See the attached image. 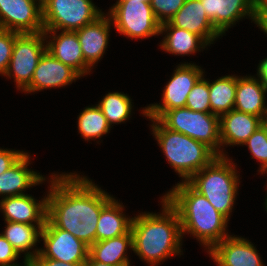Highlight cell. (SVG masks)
<instances>
[{
	"mask_svg": "<svg viewBox=\"0 0 267 266\" xmlns=\"http://www.w3.org/2000/svg\"><path fill=\"white\" fill-rule=\"evenodd\" d=\"M74 175H52L46 218L90 247L96 242L101 210L112 197L86 177Z\"/></svg>",
	"mask_w": 267,
	"mask_h": 266,
	"instance_id": "obj_1",
	"label": "cell"
},
{
	"mask_svg": "<svg viewBox=\"0 0 267 266\" xmlns=\"http://www.w3.org/2000/svg\"><path fill=\"white\" fill-rule=\"evenodd\" d=\"M162 203V214H140L131 222L132 250L152 266L181 252L179 215L165 198Z\"/></svg>",
	"mask_w": 267,
	"mask_h": 266,
	"instance_id": "obj_2",
	"label": "cell"
},
{
	"mask_svg": "<svg viewBox=\"0 0 267 266\" xmlns=\"http://www.w3.org/2000/svg\"><path fill=\"white\" fill-rule=\"evenodd\" d=\"M164 198L177 211L182 233L196 236L209 250L229 236V220L188 182L178 183Z\"/></svg>",
	"mask_w": 267,
	"mask_h": 266,
	"instance_id": "obj_3",
	"label": "cell"
},
{
	"mask_svg": "<svg viewBox=\"0 0 267 266\" xmlns=\"http://www.w3.org/2000/svg\"><path fill=\"white\" fill-rule=\"evenodd\" d=\"M149 119L154 122L152 131L168 162L185 182L217 156L204 143L166 128L158 119Z\"/></svg>",
	"mask_w": 267,
	"mask_h": 266,
	"instance_id": "obj_4",
	"label": "cell"
},
{
	"mask_svg": "<svg viewBox=\"0 0 267 266\" xmlns=\"http://www.w3.org/2000/svg\"><path fill=\"white\" fill-rule=\"evenodd\" d=\"M229 161L225 156H216L187 181L227 219L232 212L239 180L235 164Z\"/></svg>",
	"mask_w": 267,
	"mask_h": 266,
	"instance_id": "obj_5",
	"label": "cell"
},
{
	"mask_svg": "<svg viewBox=\"0 0 267 266\" xmlns=\"http://www.w3.org/2000/svg\"><path fill=\"white\" fill-rule=\"evenodd\" d=\"M219 118L218 115L212 113L193 111L187 107H181L167 110L158 120L166 128L204 143L217 156H225L218 149L221 147Z\"/></svg>",
	"mask_w": 267,
	"mask_h": 266,
	"instance_id": "obj_6",
	"label": "cell"
},
{
	"mask_svg": "<svg viewBox=\"0 0 267 266\" xmlns=\"http://www.w3.org/2000/svg\"><path fill=\"white\" fill-rule=\"evenodd\" d=\"M103 13L91 0H44V30L76 31L95 21Z\"/></svg>",
	"mask_w": 267,
	"mask_h": 266,
	"instance_id": "obj_7",
	"label": "cell"
},
{
	"mask_svg": "<svg viewBox=\"0 0 267 266\" xmlns=\"http://www.w3.org/2000/svg\"><path fill=\"white\" fill-rule=\"evenodd\" d=\"M41 238L45 248L25 254V262L29 265L34 258H50L67 263H86L89 246L70 232L55 227L47 218L42 228Z\"/></svg>",
	"mask_w": 267,
	"mask_h": 266,
	"instance_id": "obj_8",
	"label": "cell"
},
{
	"mask_svg": "<svg viewBox=\"0 0 267 266\" xmlns=\"http://www.w3.org/2000/svg\"><path fill=\"white\" fill-rule=\"evenodd\" d=\"M110 19L120 34L130 38H147L160 34L161 24L156 19L150 2L117 1L111 8Z\"/></svg>",
	"mask_w": 267,
	"mask_h": 266,
	"instance_id": "obj_9",
	"label": "cell"
},
{
	"mask_svg": "<svg viewBox=\"0 0 267 266\" xmlns=\"http://www.w3.org/2000/svg\"><path fill=\"white\" fill-rule=\"evenodd\" d=\"M47 37L44 31L39 33H23L15 38L12 56L4 75H14L18 89L24 90L30 83L34 71L47 51L44 40ZM13 72V73H12Z\"/></svg>",
	"mask_w": 267,
	"mask_h": 266,
	"instance_id": "obj_10",
	"label": "cell"
},
{
	"mask_svg": "<svg viewBox=\"0 0 267 266\" xmlns=\"http://www.w3.org/2000/svg\"><path fill=\"white\" fill-rule=\"evenodd\" d=\"M203 71L194 64H181L163 91V105L152 104L143 110L148 118L159 119L167 110L186 106L187 96Z\"/></svg>",
	"mask_w": 267,
	"mask_h": 266,
	"instance_id": "obj_11",
	"label": "cell"
},
{
	"mask_svg": "<svg viewBox=\"0 0 267 266\" xmlns=\"http://www.w3.org/2000/svg\"><path fill=\"white\" fill-rule=\"evenodd\" d=\"M37 0H0V29L23 33L44 31L42 3Z\"/></svg>",
	"mask_w": 267,
	"mask_h": 266,
	"instance_id": "obj_12",
	"label": "cell"
},
{
	"mask_svg": "<svg viewBox=\"0 0 267 266\" xmlns=\"http://www.w3.org/2000/svg\"><path fill=\"white\" fill-rule=\"evenodd\" d=\"M208 252L218 266H263L253 244L242 237L229 235Z\"/></svg>",
	"mask_w": 267,
	"mask_h": 266,
	"instance_id": "obj_13",
	"label": "cell"
},
{
	"mask_svg": "<svg viewBox=\"0 0 267 266\" xmlns=\"http://www.w3.org/2000/svg\"><path fill=\"white\" fill-rule=\"evenodd\" d=\"M79 77L74 69L46 51L34 71L31 83L23 91L30 93L46 88L62 87Z\"/></svg>",
	"mask_w": 267,
	"mask_h": 266,
	"instance_id": "obj_14",
	"label": "cell"
},
{
	"mask_svg": "<svg viewBox=\"0 0 267 266\" xmlns=\"http://www.w3.org/2000/svg\"><path fill=\"white\" fill-rule=\"evenodd\" d=\"M169 22L198 35L207 45L222 35L209 20L200 0H186Z\"/></svg>",
	"mask_w": 267,
	"mask_h": 266,
	"instance_id": "obj_15",
	"label": "cell"
},
{
	"mask_svg": "<svg viewBox=\"0 0 267 266\" xmlns=\"http://www.w3.org/2000/svg\"><path fill=\"white\" fill-rule=\"evenodd\" d=\"M51 32L53 40L46 44L47 51L54 58L74 69L80 76L90 73V67L85 63L76 31H62L57 36L56 30H44L45 35Z\"/></svg>",
	"mask_w": 267,
	"mask_h": 266,
	"instance_id": "obj_16",
	"label": "cell"
},
{
	"mask_svg": "<svg viewBox=\"0 0 267 266\" xmlns=\"http://www.w3.org/2000/svg\"><path fill=\"white\" fill-rule=\"evenodd\" d=\"M40 202V203H39ZM38 203L27 194L5 197L0 201L5 221L20 222L44 226L47 216V198Z\"/></svg>",
	"mask_w": 267,
	"mask_h": 266,
	"instance_id": "obj_17",
	"label": "cell"
},
{
	"mask_svg": "<svg viewBox=\"0 0 267 266\" xmlns=\"http://www.w3.org/2000/svg\"><path fill=\"white\" fill-rule=\"evenodd\" d=\"M209 20L221 33L244 16L254 20L251 0H200Z\"/></svg>",
	"mask_w": 267,
	"mask_h": 266,
	"instance_id": "obj_18",
	"label": "cell"
},
{
	"mask_svg": "<svg viewBox=\"0 0 267 266\" xmlns=\"http://www.w3.org/2000/svg\"><path fill=\"white\" fill-rule=\"evenodd\" d=\"M219 118L221 145H243L262 125V118L237 111L224 113Z\"/></svg>",
	"mask_w": 267,
	"mask_h": 266,
	"instance_id": "obj_19",
	"label": "cell"
},
{
	"mask_svg": "<svg viewBox=\"0 0 267 266\" xmlns=\"http://www.w3.org/2000/svg\"><path fill=\"white\" fill-rule=\"evenodd\" d=\"M111 21L102 14L95 21L76 30L85 63L89 67H92L105 52Z\"/></svg>",
	"mask_w": 267,
	"mask_h": 266,
	"instance_id": "obj_20",
	"label": "cell"
},
{
	"mask_svg": "<svg viewBox=\"0 0 267 266\" xmlns=\"http://www.w3.org/2000/svg\"><path fill=\"white\" fill-rule=\"evenodd\" d=\"M29 155L25 153L13 166L0 174V194L6 197L24 195L26 188L42 183L45 178L30 171L27 166Z\"/></svg>",
	"mask_w": 267,
	"mask_h": 266,
	"instance_id": "obj_21",
	"label": "cell"
},
{
	"mask_svg": "<svg viewBox=\"0 0 267 266\" xmlns=\"http://www.w3.org/2000/svg\"><path fill=\"white\" fill-rule=\"evenodd\" d=\"M254 77L238 78L236 76V94L234 109L263 118L266 105L261 81Z\"/></svg>",
	"mask_w": 267,
	"mask_h": 266,
	"instance_id": "obj_22",
	"label": "cell"
},
{
	"mask_svg": "<svg viewBox=\"0 0 267 266\" xmlns=\"http://www.w3.org/2000/svg\"><path fill=\"white\" fill-rule=\"evenodd\" d=\"M127 247H133L131 229L119 237L93 243L89 247V256L94 261L112 266H130L125 255Z\"/></svg>",
	"mask_w": 267,
	"mask_h": 266,
	"instance_id": "obj_23",
	"label": "cell"
},
{
	"mask_svg": "<svg viewBox=\"0 0 267 266\" xmlns=\"http://www.w3.org/2000/svg\"><path fill=\"white\" fill-rule=\"evenodd\" d=\"M122 207L112 198L102 208L96 228V242L119 237L131 229L132 218L122 214Z\"/></svg>",
	"mask_w": 267,
	"mask_h": 266,
	"instance_id": "obj_24",
	"label": "cell"
},
{
	"mask_svg": "<svg viewBox=\"0 0 267 266\" xmlns=\"http://www.w3.org/2000/svg\"><path fill=\"white\" fill-rule=\"evenodd\" d=\"M167 30L170 32L164 37L161 47L169 53L187 55L195 53L199 48L207 46L198 35L193 34L188 30L173 26L170 22L161 25L160 34Z\"/></svg>",
	"mask_w": 267,
	"mask_h": 266,
	"instance_id": "obj_25",
	"label": "cell"
},
{
	"mask_svg": "<svg viewBox=\"0 0 267 266\" xmlns=\"http://www.w3.org/2000/svg\"><path fill=\"white\" fill-rule=\"evenodd\" d=\"M236 94V77L224 76L209 82V100L211 113L219 117L234 109Z\"/></svg>",
	"mask_w": 267,
	"mask_h": 266,
	"instance_id": "obj_26",
	"label": "cell"
},
{
	"mask_svg": "<svg viewBox=\"0 0 267 266\" xmlns=\"http://www.w3.org/2000/svg\"><path fill=\"white\" fill-rule=\"evenodd\" d=\"M7 226L2 235L10 242L14 250L20 253L32 249L41 237L42 228L35 224L6 221ZM38 228V229H37Z\"/></svg>",
	"mask_w": 267,
	"mask_h": 266,
	"instance_id": "obj_27",
	"label": "cell"
},
{
	"mask_svg": "<svg viewBox=\"0 0 267 266\" xmlns=\"http://www.w3.org/2000/svg\"><path fill=\"white\" fill-rule=\"evenodd\" d=\"M110 127L107 118L98 105L85 108L79 115L78 130L87 140L107 134Z\"/></svg>",
	"mask_w": 267,
	"mask_h": 266,
	"instance_id": "obj_28",
	"label": "cell"
},
{
	"mask_svg": "<svg viewBox=\"0 0 267 266\" xmlns=\"http://www.w3.org/2000/svg\"><path fill=\"white\" fill-rule=\"evenodd\" d=\"M109 125L126 121L131 114V99L119 92L108 93L98 104Z\"/></svg>",
	"mask_w": 267,
	"mask_h": 266,
	"instance_id": "obj_29",
	"label": "cell"
},
{
	"mask_svg": "<svg viewBox=\"0 0 267 266\" xmlns=\"http://www.w3.org/2000/svg\"><path fill=\"white\" fill-rule=\"evenodd\" d=\"M193 111L211 113L209 81L200 78L187 96L186 106Z\"/></svg>",
	"mask_w": 267,
	"mask_h": 266,
	"instance_id": "obj_30",
	"label": "cell"
},
{
	"mask_svg": "<svg viewBox=\"0 0 267 266\" xmlns=\"http://www.w3.org/2000/svg\"><path fill=\"white\" fill-rule=\"evenodd\" d=\"M248 145L250 152L260 160L261 171L267 167V130L261 125L244 143Z\"/></svg>",
	"mask_w": 267,
	"mask_h": 266,
	"instance_id": "obj_31",
	"label": "cell"
},
{
	"mask_svg": "<svg viewBox=\"0 0 267 266\" xmlns=\"http://www.w3.org/2000/svg\"><path fill=\"white\" fill-rule=\"evenodd\" d=\"M186 0H150L151 8L158 22L162 25L169 22Z\"/></svg>",
	"mask_w": 267,
	"mask_h": 266,
	"instance_id": "obj_32",
	"label": "cell"
},
{
	"mask_svg": "<svg viewBox=\"0 0 267 266\" xmlns=\"http://www.w3.org/2000/svg\"><path fill=\"white\" fill-rule=\"evenodd\" d=\"M19 34L20 33L14 31L0 29V74L2 75L7 71L12 56L15 38Z\"/></svg>",
	"mask_w": 267,
	"mask_h": 266,
	"instance_id": "obj_33",
	"label": "cell"
},
{
	"mask_svg": "<svg viewBox=\"0 0 267 266\" xmlns=\"http://www.w3.org/2000/svg\"><path fill=\"white\" fill-rule=\"evenodd\" d=\"M18 257L19 254L14 250L10 242L0 234V266H19L14 263ZM24 266L29 265L24 261Z\"/></svg>",
	"mask_w": 267,
	"mask_h": 266,
	"instance_id": "obj_34",
	"label": "cell"
},
{
	"mask_svg": "<svg viewBox=\"0 0 267 266\" xmlns=\"http://www.w3.org/2000/svg\"><path fill=\"white\" fill-rule=\"evenodd\" d=\"M24 154L23 151L0 149V174L13 166Z\"/></svg>",
	"mask_w": 267,
	"mask_h": 266,
	"instance_id": "obj_35",
	"label": "cell"
},
{
	"mask_svg": "<svg viewBox=\"0 0 267 266\" xmlns=\"http://www.w3.org/2000/svg\"><path fill=\"white\" fill-rule=\"evenodd\" d=\"M29 266H85V263H67L50 258H34Z\"/></svg>",
	"mask_w": 267,
	"mask_h": 266,
	"instance_id": "obj_36",
	"label": "cell"
},
{
	"mask_svg": "<svg viewBox=\"0 0 267 266\" xmlns=\"http://www.w3.org/2000/svg\"><path fill=\"white\" fill-rule=\"evenodd\" d=\"M255 23L267 34V11H254Z\"/></svg>",
	"mask_w": 267,
	"mask_h": 266,
	"instance_id": "obj_37",
	"label": "cell"
},
{
	"mask_svg": "<svg viewBox=\"0 0 267 266\" xmlns=\"http://www.w3.org/2000/svg\"><path fill=\"white\" fill-rule=\"evenodd\" d=\"M258 78H260L261 84L264 90L267 92V58L261 61L258 66Z\"/></svg>",
	"mask_w": 267,
	"mask_h": 266,
	"instance_id": "obj_38",
	"label": "cell"
},
{
	"mask_svg": "<svg viewBox=\"0 0 267 266\" xmlns=\"http://www.w3.org/2000/svg\"><path fill=\"white\" fill-rule=\"evenodd\" d=\"M254 11H267V0H251Z\"/></svg>",
	"mask_w": 267,
	"mask_h": 266,
	"instance_id": "obj_39",
	"label": "cell"
},
{
	"mask_svg": "<svg viewBox=\"0 0 267 266\" xmlns=\"http://www.w3.org/2000/svg\"><path fill=\"white\" fill-rule=\"evenodd\" d=\"M85 266H112V265L94 261L90 256H88Z\"/></svg>",
	"mask_w": 267,
	"mask_h": 266,
	"instance_id": "obj_40",
	"label": "cell"
},
{
	"mask_svg": "<svg viewBox=\"0 0 267 266\" xmlns=\"http://www.w3.org/2000/svg\"><path fill=\"white\" fill-rule=\"evenodd\" d=\"M262 126L267 130V107L262 118Z\"/></svg>",
	"mask_w": 267,
	"mask_h": 266,
	"instance_id": "obj_41",
	"label": "cell"
},
{
	"mask_svg": "<svg viewBox=\"0 0 267 266\" xmlns=\"http://www.w3.org/2000/svg\"><path fill=\"white\" fill-rule=\"evenodd\" d=\"M118 1H143V2H150V0H118Z\"/></svg>",
	"mask_w": 267,
	"mask_h": 266,
	"instance_id": "obj_42",
	"label": "cell"
},
{
	"mask_svg": "<svg viewBox=\"0 0 267 266\" xmlns=\"http://www.w3.org/2000/svg\"><path fill=\"white\" fill-rule=\"evenodd\" d=\"M261 172H262V174H263V172H267V167L264 170H262Z\"/></svg>",
	"mask_w": 267,
	"mask_h": 266,
	"instance_id": "obj_43",
	"label": "cell"
}]
</instances>
